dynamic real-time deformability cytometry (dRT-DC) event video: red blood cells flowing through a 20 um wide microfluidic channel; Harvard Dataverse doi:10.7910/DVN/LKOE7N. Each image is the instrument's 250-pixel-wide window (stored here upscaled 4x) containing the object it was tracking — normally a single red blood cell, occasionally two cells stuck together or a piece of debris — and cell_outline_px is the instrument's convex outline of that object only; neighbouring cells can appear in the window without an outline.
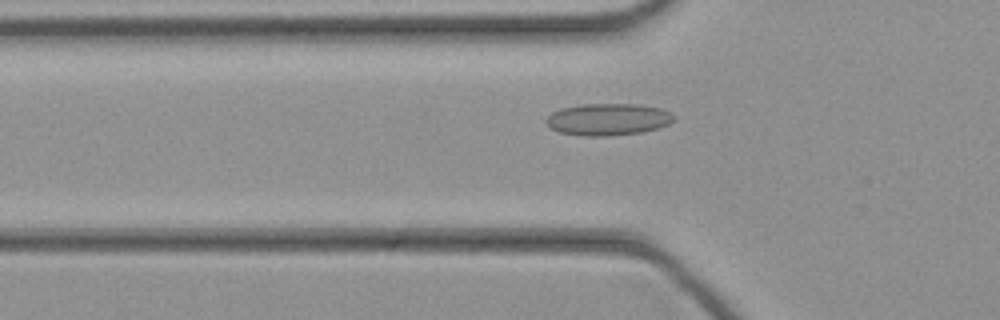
{"species": "common noctule bat (a hibernating species)", "species_latin": "Nyctalus noctula", "temperature_condition": "cold", "stored_images_in_passage": 41, "camera_frame_rate_fps": 3000, "um_per_image_px": 0.085, "animal": {"sex": "female", "body_mass_g": 21.9}, "frame": {"image": 1, "passage_image": 11, "time_ms": 3.333, "image_size_px": [1000, 320], "cell_outline_px": [[676, 120], [660, 128], [640, 132], [608, 136], [584, 136], [560, 132], [552, 128], [544, 120], [552, 112], [560, 108], [584, 104], [640, 104], [660, 108], [676, 116]], "centroid_in_image_um": [51.71, 10.14], "position_along_channel_um": 74.1, "area_um2": 23.81}}
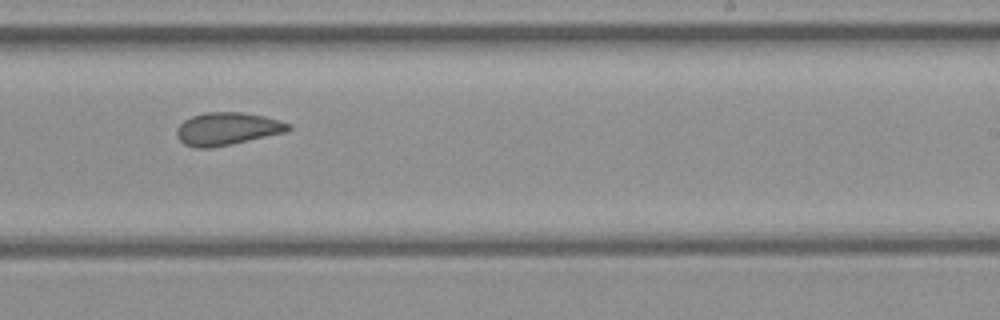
{"frame": {"image": 2, "passage_image": 24, "time_ms": 7.667, "image_size_px": [1000, 320], "cell_outline_px": [[292, 128], [288, 132], [232, 144], [208, 148], [196, 148], [184, 144], [176, 136], [176, 128], [184, 120], [192, 116], [208, 112], [240, 112], [264, 116], [292, 124]], "centroid_in_image_um": [19.33, 10.95], "position_along_channel_um": 269.7, "area_um2": 21.39}}
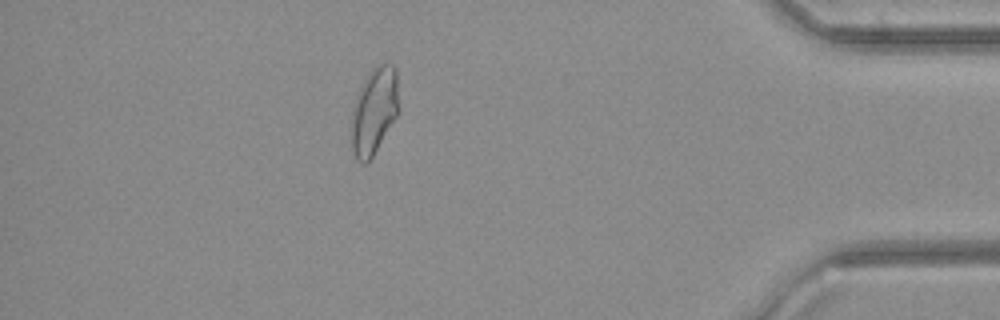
{"frame": {"image": 3, "passage_image": 36, "time_ms": 11.667, "image_size_px": [1000, 320], "cell_outline_px": [[396, 116], [372, 156], [364, 164], [360, 164], [356, 160], [352, 148], [352, 108], [356, 96], [368, 72], [376, 64], [384, 60], [392, 64], [396, 68]], "centroid_in_image_um": [31.76, 9.38], "position_along_channel_um": 403.4, "area_um2": 23.47}}